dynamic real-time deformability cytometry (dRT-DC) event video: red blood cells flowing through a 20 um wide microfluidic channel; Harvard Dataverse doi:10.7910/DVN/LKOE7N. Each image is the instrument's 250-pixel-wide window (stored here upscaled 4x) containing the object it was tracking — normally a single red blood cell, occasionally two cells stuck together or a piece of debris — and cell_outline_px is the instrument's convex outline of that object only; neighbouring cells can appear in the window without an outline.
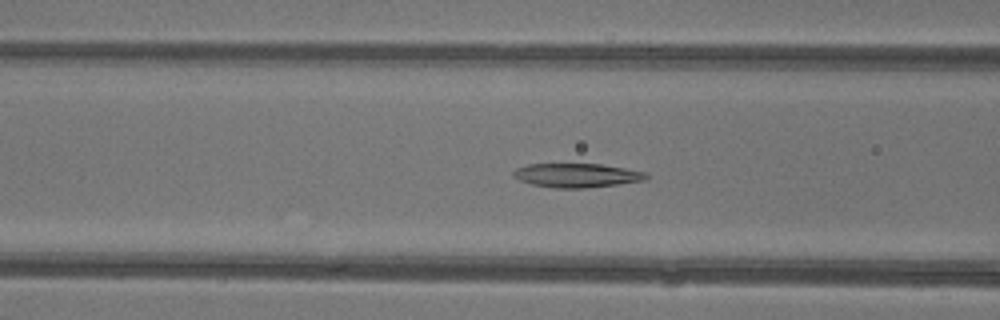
{"species": "common noctule bat (a hibernating species)", "species_latin": "Nyctalus noctula", "temperature_condition": "warm", "stored_images_in_passage": 42, "camera_frame_rate_fps": 3000, "um_per_image_px": 0.085, "animal": {"sex": "female"}, "frame": {"image": 1, "passage_image": 14, "time_ms": 4.333, "image_size_px": [1000, 320], "cell_outline_px": [[648, 180], [584, 188], [556, 188], [532, 184], [520, 180], [512, 176], [512, 172], [516, 168], [528, 164], [600, 164], [624, 168], [644, 172], [648, 176]], "centroid_in_image_um": [49.0, 14.9], "position_along_channel_um": 117.6, "area_um2": 18.44}}
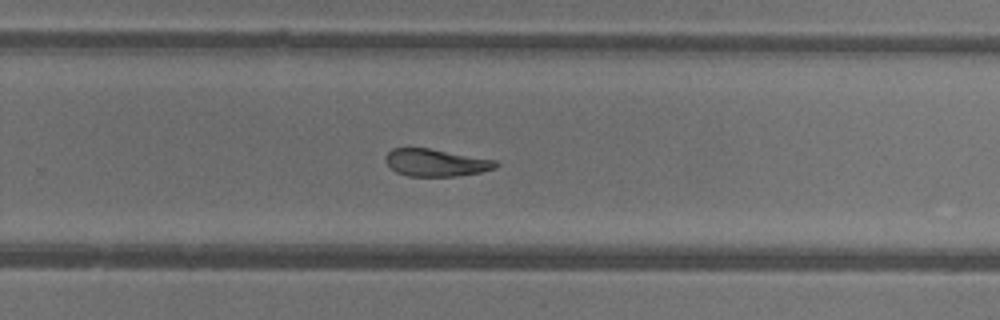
{"frame": {"image": 2, "passage_image": 26, "time_ms": 8.333, "image_size_px": [1000, 320], "cell_outline_px": [[500, 164], [496, 168], [480, 172], [456, 176], [408, 176], [396, 172], [384, 160], [384, 156], [392, 148], [428, 148], [496, 160]], "centroid_in_image_um": [37.05, 13.82], "position_along_channel_um": 292.8, "area_um2": 17.51}}
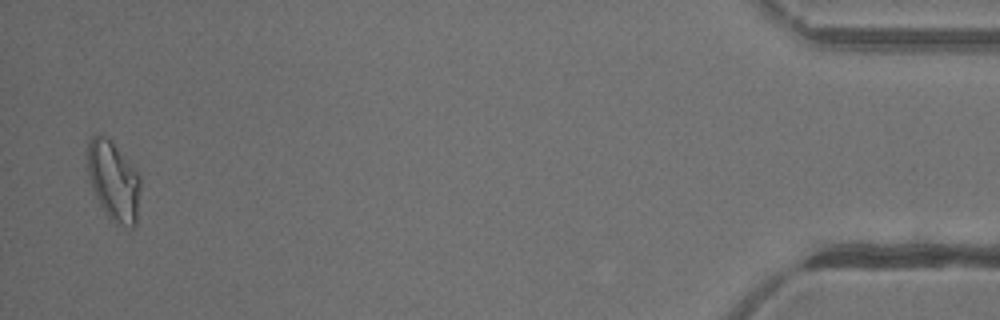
{"frame": {"image": 3, "passage_image": 41, "time_ms": 13.333, "image_size_px": [1000, 320], "cell_outline_px": [[140, 188], [136, 224], [132, 228], [124, 228], [116, 224], [108, 216], [100, 204], [92, 188], [88, 176], [88, 140], [92, 136], [104, 136], [112, 140], [140, 176]], "centroid_in_image_um": [9.66, 15.41], "position_along_channel_um": 425.5, "area_um2": 24.45}, "authors_computed_cell_mechanics": {"area_um2": 19.6809, "velocity_mm_per_s": 4.3901, "shape_relaxation_time_tau1_ms": null, "shape_relaxation_time_tau2_ms": 4.6872, "deformation_change_tau1": null, "deformation_change_tau2": 0.1231}}